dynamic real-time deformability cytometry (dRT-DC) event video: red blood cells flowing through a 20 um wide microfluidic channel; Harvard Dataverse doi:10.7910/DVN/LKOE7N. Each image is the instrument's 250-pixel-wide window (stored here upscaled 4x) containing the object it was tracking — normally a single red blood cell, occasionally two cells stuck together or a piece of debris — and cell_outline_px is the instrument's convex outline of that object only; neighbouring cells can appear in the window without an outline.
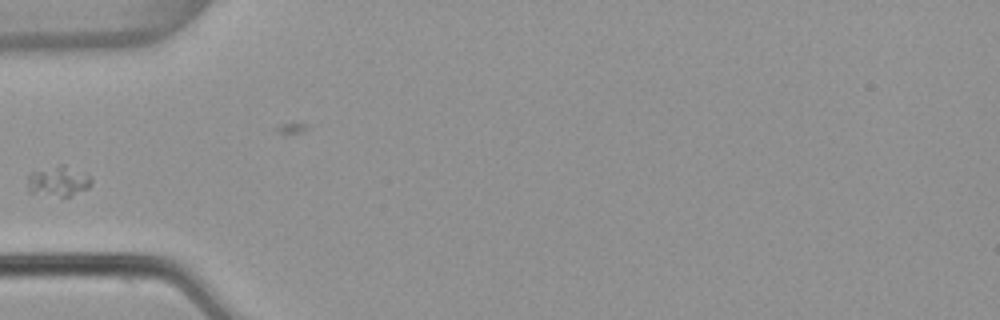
{"species": "common noctule bat (a hibernating species)", "species_latin": "Nyctalus noctula", "temperature_condition": "warm", "stored_images_in_passage": 3, "camera_frame_rate_fps": 3000, "um_per_image_px": 0.085, "animal": {"sex": "female", "body_mass_g": 22.7, "forearm_length_mm": 54.2}, "frame": {"image": 1, "passage_image": 3, "time_ms": 0.667, "image_size_px": [1000, 320], "cell_outline_px": [[92, 184], [88, 188], [72, 196], [60, 196], [28, 192], [28, 176], [32, 172], [56, 164], [64, 164], [88, 176], [92, 180]], "centroid_in_image_um": [4.95, 15.39], "position_along_channel_um": 80.1, "area_um2": 11.16}}